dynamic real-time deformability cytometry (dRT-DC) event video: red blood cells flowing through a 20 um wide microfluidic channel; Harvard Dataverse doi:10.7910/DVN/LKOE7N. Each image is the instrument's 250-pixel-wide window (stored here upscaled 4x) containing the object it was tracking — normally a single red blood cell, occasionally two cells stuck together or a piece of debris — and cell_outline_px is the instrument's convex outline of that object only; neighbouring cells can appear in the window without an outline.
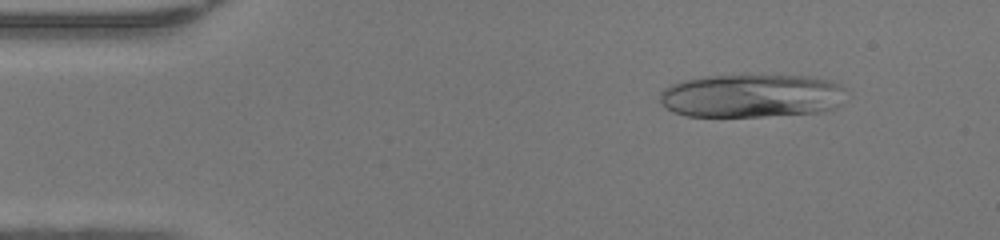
{"species": "human", "species_latin": "Homo sapiens", "temperature_condition": "warm", "stored_images_in_passage": 46, "camera_frame_rate_fps": 3000, "um_per_image_px": 0.085, "donor": {"sex": "female"}, "frame": {"image": 1, "passage_image": 5, "time_ms": 1.333, "image_size_px": [1000, 240], "cell_outline_px": [[848, 92], [840, 104], [836, 108], [820, 112], [764, 116], [684, 116], [672, 112], [660, 104], [660, 92], [664, 88], [672, 84], [684, 80], [704, 76], [808, 76], [828, 80], [840, 84]], "centroid_in_image_um": [63.89, 8.15], "position_along_channel_um": 21.1, "area_um2": 47.34}}
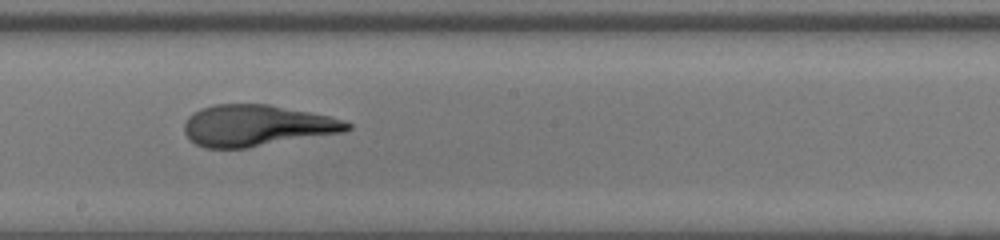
{"frame": {"image": 2, "passage_image": 25, "time_ms": 8.0, "image_size_px": [1000, 240], "cell_outline_px": [[352, 128], [344, 132], [248, 148], [204, 148], [196, 144], [184, 132], [184, 124], [188, 116], [192, 112], [200, 108], [212, 104], [268, 104], [332, 116], [344, 120], [352, 124]], "centroid_in_image_um": [21.83, 10.67], "position_along_channel_um": 226.4, "area_um2": 39.54}}
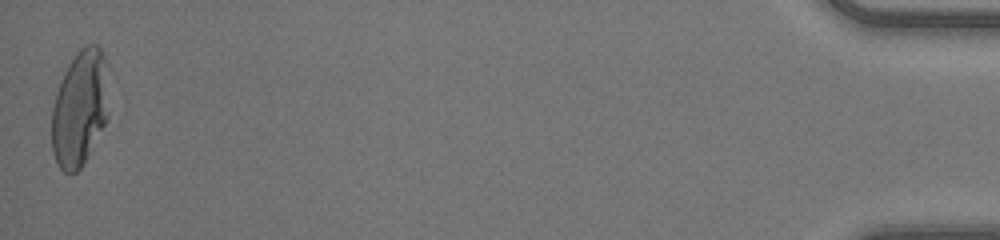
{"frame": {"image": 3, "passage_image": 46, "time_ms": 15.0, "image_size_px": [1000, 240], "cell_outline_px": [[108, 116], [88, 156], [80, 168], [76, 172], [64, 172], [56, 164], [52, 152], [52, 108], [56, 92], [64, 72], [68, 64], [76, 52], [80, 48], [88, 44], [96, 44], [100, 48], [104, 56], [108, 112]], "centroid_in_image_um": [6.75, 9.22], "position_along_channel_um": 428.5, "area_um2": 38.26}, "authors_computed_cell_mechanics": {"area_um2": 39.5063, "velocity_mm_per_s": 4.3357, "shape_relaxation_time_tau1_ms": 8.4861, "shape_relaxation_time_tau2_ms": 1.0069, "deformation_change_tau1": 0.3719, "deformation_change_tau2": 0.0713}}